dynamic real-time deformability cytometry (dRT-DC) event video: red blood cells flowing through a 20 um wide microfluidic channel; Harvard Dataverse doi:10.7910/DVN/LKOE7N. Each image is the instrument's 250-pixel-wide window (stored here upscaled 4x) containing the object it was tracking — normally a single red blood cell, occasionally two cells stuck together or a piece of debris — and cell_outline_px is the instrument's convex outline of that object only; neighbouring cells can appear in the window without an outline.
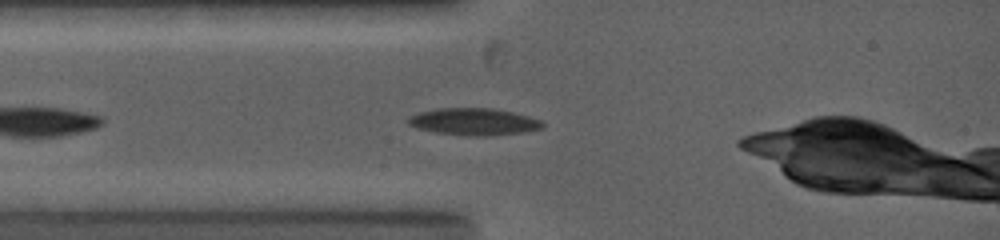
{"species": "common noctule bat (a hibernating species)", "species_latin": "Nyctalus noctula", "temperature_condition": "warm", "stored_images_in_passage": 23, "camera_frame_rate_fps": 5000, "um_per_image_px": 0.085, "animal": {"sex": "female", "body_mass_g": 19.0, "forearm_length_mm": 53.3}, "frame": {"image": 1, "passage_image": 4, "time_ms": 1.0, "image_size_px": [1000, 240], "cell_outline_px": [[544, 128], [524, 132], [484, 136], [468, 136], [436, 132], [420, 128], [408, 124], [408, 116], [420, 112], [436, 108], [492, 108], [512, 112], [528, 116], [540, 120], [544, 124]], "centroid_in_image_um": [40.29, 10.34], "position_along_channel_um": 44.7, "area_um2": 21.04}}
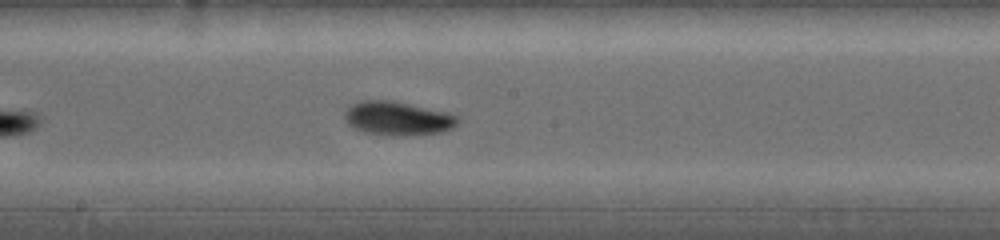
{"frame": {"image": 2, "passage_image": 17, "time_ms": 5.2, "image_size_px": [1000, 240], "cell_outline_px": [[460, 120], [452, 128], [440, 132], [404, 136], [392, 136], [364, 132], [352, 128], [344, 120], [344, 112], [352, 104], [364, 100], [392, 100], [444, 112], [460, 116]], "centroid_in_image_um": [33.77, 10.07], "position_along_channel_um": 214.4, "area_um2": 22.31}}
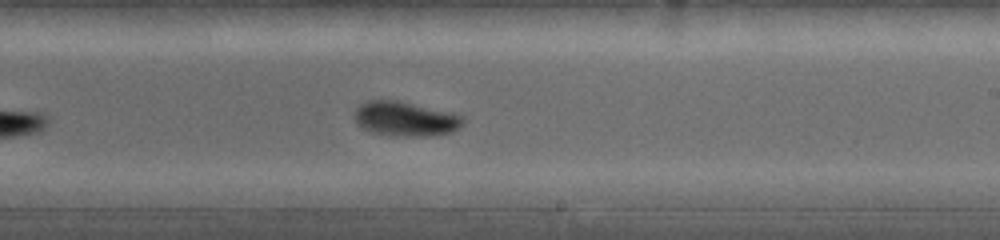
{"frame": {"image": 3, "passage_image": 20, "time_ms": 6.2, "image_size_px": [1000, 240], "cell_outline_px": [[464, 124], [460, 128], [452, 132], [428, 136], [388, 136], [372, 132], [364, 128], [356, 120], [356, 108], [360, 104], [368, 100], [396, 100], [452, 112], [464, 116]], "centroid_in_image_um": [34.51, 10.11], "position_along_channel_um": 254.5, "area_um2": 21.91}}